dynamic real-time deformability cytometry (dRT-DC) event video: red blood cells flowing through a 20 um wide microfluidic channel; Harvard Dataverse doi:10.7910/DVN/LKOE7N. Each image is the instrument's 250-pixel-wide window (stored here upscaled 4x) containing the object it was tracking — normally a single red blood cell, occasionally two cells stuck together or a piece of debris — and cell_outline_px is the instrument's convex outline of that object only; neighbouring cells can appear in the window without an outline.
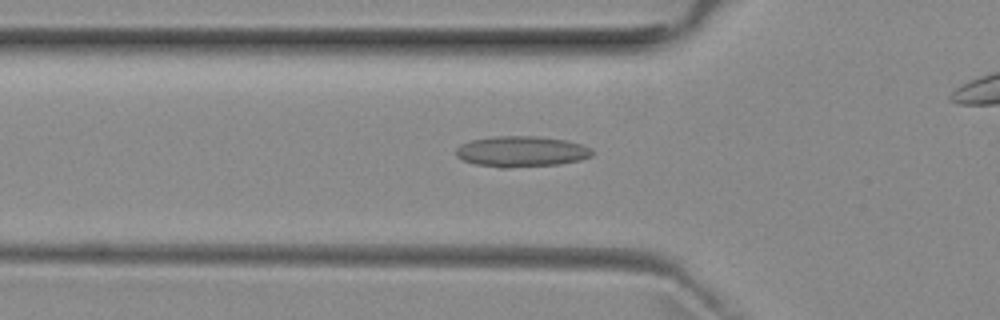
{"species": "common noctule bat (a hibernating species)", "species_latin": "Nyctalus noctula", "temperature_condition": "room temperature", "stored_images_in_passage": 36, "camera_frame_rate_fps": 3000, "um_per_image_px": 0.085, "animal": {"sex": "female", "body_mass_g": 29.2, "forearm_length_mm": 56.3}, "frame": {"image": 1, "passage_image": 9, "time_ms": 2.667, "image_size_px": [1000, 320], "cell_outline_px": [[592, 156], [580, 160], [560, 164], [508, 168], [500, 168], [476, 164], [464, 160], [456, 156], [456, 148], [460, 144], [468, 140], [492, 136], [536, 136], [568, 140], [592, 148]], "centroid_in_image_um": [44.3, 12.87], "position_along_channel_um": 81.5, "area_um2": 24.68}}
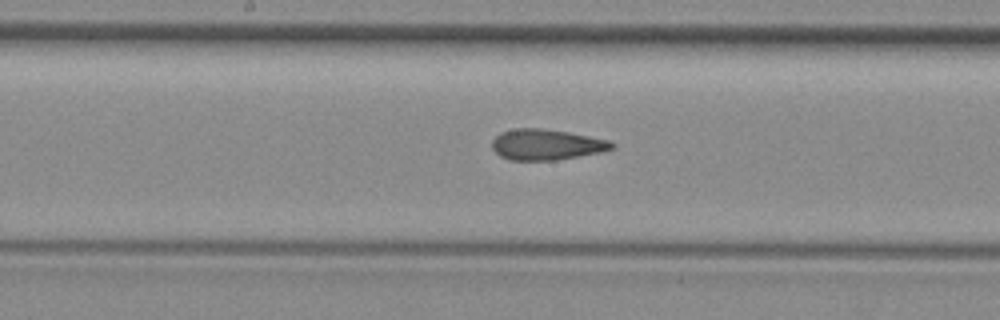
{"frame": {"image": 2, "passage_image": 18, "time_ms": 5.667, "image_size_px": [1000, 320], "cell_outline_px": [[616, 148], [604, 152], [556, 160], [508, 160], [500, 156], [492, 148], [492, 140], [500, 132], [516, 128], [540, 128], [568, 132], [608, 140], [616, 144]], "centroid_in_image_um": [46.46, 12.29], "position_along_channel_um": 201.7, "area_um2": 21.62}}
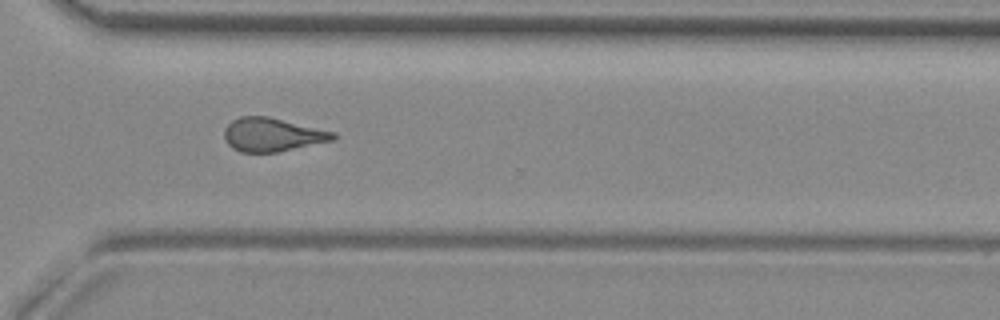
{"frame": {"image": 3, "passage_image": 29, "time_ms": 9.333, "image_size_px": [1000, 320], "cell_outline_px": [[336, 140], [276, 152], [240, 152], [232, 148], [228, 144], [224, 136], [224, 128], [232, 120], [240, 116], [268, 116], [336, 132]], "centroid_in_image_um": [23.15, 11.44], "position_along_channel_um": 347.4, "area_um2": 21.39}}